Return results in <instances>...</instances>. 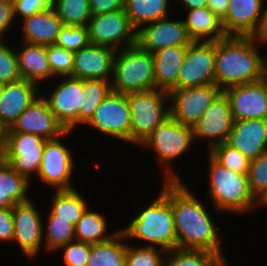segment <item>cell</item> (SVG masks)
<instances>
[{"mask_svg": "<svg viewBox=\"0 0 267 266\" xmlns=\"http://www.w3.org/2000/svg\"><path fill=\"white\" fill-rule=\"evenodd\" d=\"M215 42L193 41L177 79V89L215 83Z\"/></svg>", "mask_w": 267, "mask_h": 266, "instance_id": "obj_15", "label": "cell"}, {"mask_svg": "<svg viewBox=\"0 0 267 266\" xmlns=\"http://www.w3.org/2000/svg\"><path fill=\"white\" fill-rule=\"evenodd\" d=\"M192 42L183 19L166 17L144 24L137 30V44L150 53L169 46H189Z\"/></svg>", "mask_w": 267, "mask_h": 266, "instance_id": "obj_19", "label": "cell"}, {"mask_svg": "<svg viewBox=\"0 0 267 266\" xmlns=\"http://www.w3.org/2000/svg\"><path fill=\"white\" fill-rule=\"evenodd\" d=\"M120 230L112 239L91 244L87 266H125L128 241Z\"/></svg>", "mask_w": 267, "mask_h": 266, "instance_id": "obj_31", "label": "cell"}, {"mask_svg": "<svg viewBox=\"0 0 267 266\" xmlns=\"http://www.w3.org/2000/svg\"><path fill=\"white\" fill-rule=\"evenodd\" d=\"M14 235L12 207L0 208V243H11Z\"/></svg>", "mask_w": 267, "mask_h": 266, "instance_id": "obj_46", "label": "cell"}, {"mask_svg": "<svg viewBox=\"0 0 267 266\" xmlns=\"http://www.w3.org/2000/svg\"><path fill=\"white\" fill-rule=\"evenodd\" d=\"M116 50L89 43L74 52L72 77L83 80H111Z\"/></svg>", "mask_w": 267, "mask_h": 266, "instance_id": "obj_21", "label": "cell"}, {"mask_svg": "<svg viewBox=\"0 0 267 266\" xmlns=\"http://www.w3.org/2000/svg\"><path fill=\"white\" fill-rule=\"evenodd\" d=\"M35 202L30 200L17 203L12 207L14 220V235L12 243L19 245L27 259H35L42 250L43 239V217Z\"/></svg>", "mask_w": 267, "mask_h": 266, "instance_id": "obj_14", "label": "cell"}, {"mask_svg": "<svg viewBox=\"0 0 267 266\" xmlns=\"http://www.w3.org/2000/svg\"><path fill=\"white\" fill-rule=\"evenodd\" d=\"M73 131H67L63 136L47 140L44 144L42 163L37 174L38 179L53 190H70L76 188L72 184L75 170L73 151L67 148L62 138Z\"/></svg>", "mask_w": 267, "mask_h": 266, "instance_id": "obj_9", "label": "cell"}, {"mask_svg": "<svg viewBox=\"0 0 267 266\" xmlns=\"http://www.w3.org/2000/svg\"><path fill=\"white\" fill-rule=\"evenodd\" d=\"M195 195L183 180L171 181V208L177 249L225 254L219 229L214 224L216 222L213 221L206 204Z\"/></svg>", "mask_w": 267, "mask_h": 266, "instance_id": "obj_1", "label": "cell"}, {"mask_svg": "<svg viewBox=\"0 0 267 266\" xmlns=\"http://www.w3.org/2000/svg\"><path fill=\"white\" fill-rule=\"evenodd\" d=\"M19 21L22 23L23 42L45 46L55 44L63 26L62 20L53 8L34 13Z\"/></svg>", "mask_w": 267, "mask_h": 266, "instance_id": "obj_24", "label": "cell"}, {"mask_svg": "<svg viewBox=\"0 0 267 266\" xmlns=\"http://www.w3.org/2000/svg\"><path fill=\"white\" fill-rule=\"evenodd\" d=\"M163 184L158 197L137 211V216L120 229L127 239L143 241L142 246L159 247L168 252L177 249V237L171 208V181L164 180Z\"/></svg>", "mask_w": 267, "mask_h": 266, "instance_id": "obj_3", "label": "cell"}, {"mask_svg": "<svg viewBox=\"0 0 267 266\" xmlns=\"http://www.w3.org/2000/svg\"><path fill=\"white\" fill-rule=\"evenodd\" d=\"M92 15L124 9V0H89Z\"/></svg>", "mask_w": 267, "mask_h": 266, "instance_id": "obj_47", "label": "cell"}, {"mask_svg": "<svg viewBox=\"0 0 267 266\" xmlns=\"http://www.w3.org/2000/svg\"><path fill=\"white\" fill-rule=\"evenodd\" d=\"M52 195L51 206L46 216H57V219L68 220L74 225L82 218L90 205L77 187L70 190H55Z\"/></svg>", "mask_w": 267, "mask_h": 266, "instance_id": "obj_29", "label": "cell"}, {"mask_svg": "<svg viewBox=\"0 0 267 266\" xmlns=\"http://www.w3.org/2000/svg\"><path fill=\"white\" fill-rule=\"evenodd\" d=\"M234 119L228 97L222 91L193 126L194 141L207 139V150L226 142Z\"/></svg>", "mask_w": 267, "mask_h": 266, "instance_id": "obj_17", "label": "cell"}, {"mask_svg": "<svg viewBox=\"0 0 267 266\" xmlns=\"http://www.w3.org/2000/svg\"><path fill=\"white\" fill-rule=\"evenodd\" d=\"M15 22L13 0H0V40H4V37L6 40V35L13 29L11 26Z\"/></svg>", "mask_w": 267, "mask_h": 266, "instance_id": "obj_45", "label": "cell"}, {"mask_svg": "<svg viewBox=\"0 0 267 266\" xmlns=\"http://www.w3.org/2000/svg\"><path fill=\"white\" fill-rule=\"evenodd\" d=\"M187 48L188 46H169L153 53L155 89L165 92L177 89V79Z\"/></svg>", "mask_w": 267, "mask_h": 266, "instance_id": "obj_26", "label": "cell"}, {"mask_svg": "<svg viewBox=\"0 0 267 266\" xmlns=\"http://www.w3.org/2000/svg\"><path fill=\"white\" fill-rule=\"evenodd\" d=\"M184 10H193L207 6V0H175Z\"/></svg>", "mask_w": 267, "mask_h": 266, "instance_id": "obj_49", "label": "cell"}, {"mask_svg": "<svg viewBox=\"0 0 267 266\" xmlns=\"http://www.w3.org/2000/svg\"><path fill=\"white\" fill-rule=\"evenodd\" d=\"M195 144L193 127L174 121L170 116L165 119L139 146L145 151H154L156 162L161 164L163 180H181L178 172L172 167L173 161L186 155ZM164 166V167H163Z\"/></svg>", "mask_w": 267, "mask_h": 266, "instance_id": "obj_5", "label": "cell"}, {"mask_svg": "<svg viewBox=\"0 0 267 266\" xmlns=\"http://www.w3.org/2000/svg\"><path fill=\"white\" fill-rule=\"evenodd\" d=\"M46 141L35 134L5 132V144L0 157L18 174L32 182V177H37L39 172Z\"/></svg>", "mask_w": 267, "mask_h": 266, "instance_id": "obj_8", "label": "cell"}, {"mask_svg": "<svg viewBox=\"0 0 267 266\" xmlns=\"http://www.w3.org/2000/svg\"><path fill=\"white\" fill-rule=\"evenodd\" d=\"M46 50L51 71L53 73V79H55V77L57 80H59L60 77H72L74 52L55 44L46 45Z\"/></svg>", "mask_w": 267, "mask_h": 266, "instance_id": "obj_39", "label": "cell"}, {"mask_svg": "<svg viewBox=\"0 0 267 266\" xmlns=\"http://www.w3.org/2000/svg\"><path fill=\"white\" fill-rule=\"evenodd\" d=\"M30 183L0 157V208L13 207L17 203L30 200Z\"/></svg>", "mask_w": 267, "mask_h": 266, "instance_id": "obj_28", "label": "cell"}, {"mask_svg": "<svg viewBox=\"0 0 267 266\" xmlns=\"http://www.w3.org/2000/svg\"><path fill=\"white\" fill-rule=\"evenodd\" d=\"M266 0H229L221 20L227 36H257L263 21Z\"/></svg>", "mask_w": 267, "mask_h": 266, "instance_id": "obj_20", "label": "cell"}, {"mask_svg": "<svg viewBox=\"0 0 267 266\" xmlns=\"http://www.w3.org/2000/svg\"><path fill=\"white\" fill-rule=\"evenodd\" d=\"M116 140L130 143L131 114L127 95L111 91L84 124Z\"/></svg>", "mask_w": 267, "mask_h": 266, "instance_id": "obj_10", "label": "cell"}, {"mask_svg": "<svg viewBox=\"0 0 267 266\" xmlns=\"http://www.w3.org/2000/svg\"><path fill=\"white\" fill-rule=\"evenodd\" d=\"M256 37L267 43V4L264 7L263 21Z\"/></svg>", "mask_w": 267, "mask_h": 266, "instance_id": "obj_50", "label": "cell"}, {"mask_svg": "<svg viewBox=\"0 0 267 266\" xmlns=\"http://www.w3.org/2000/svg\"><path fill=\"white\" fill-rule=\"evenodd\" d=\"M228 258L224 254H215L205 250L168 251L163 266H226Z\"/></svg>", "mask_w": 267, "mask_h": 266, "instance_id": "obj_33", "label": "cell"}, {"mask_svg": "<svg viewBox=\"0 0 267 266\" xmlns=\"http://www.w3.org/2000/svg\"><path fill=\"white\" fill-rule=\"evenodd\" d=\"M112 91L111 80H83L84 109L79 110V126L93 115L97 106Z\"/></svg>", "mask_w": 267, "mask_h": 266, "instance_id": "obj_36", "label": "cell"}, {"mask_svg": "<svg viewBox=\"0 0 267 266\" xmlns=\"http://www.w3.org/2000/svg\"><path fill=\"white\" fill-rule=\"evenodd\" d=\"M3 93H4V84H0V101L2 99Z\"/></svg>", "mask_w": 267, "mask_h": 266, "instance_id": "obj_53", "label": "cell"}, {"mask_svg": "<svg viewBox=\"0 0 267 266\" xmlns=\"http://www.w3.org/2000/svg\"><path fill=\"white\" fill-rule=\"evenodd\" d=\"M46 228L43 227L44 248L49 253H54L60 247L67 245L75 239V225L68 220L57 219V216H46L44 218Z\"/></svg>", "mask_w": 267, "mask_h": 266, "instance_id": "obj_34", "label": "cell"}, {"mask_svg": "<svg viewBox=\"0 0 267 266\" xmlns=\"http://www.w3.org/2000/svg\"><path fill=\"white\" fill-rule=\"evenodd\" d=\"M207 153L222 166L239 174H248L250 160L226 142L213 146Z\"/></svg>", "mask_w": 267, "mask_h": 266, "instance_id": "obj_37", "label": "cell"}, {"mask_svg": "<svg viewBox=\"0 0 267 266\" xmlns=\"http://www.w3.org/2000/svg\"><path fill=\"white\" fill-rule=\"evenodd\" d=\"M248 182L255 199L267 188V152L250 161Z\"/></svg>", "mask_w": 267, "mask_h": 266, "instance_id": "obj_42", "label": "cell"}, {"mask_svg": "<svg viewBox=\"0 0 267 266\" xmlns=\"http://www.w3.org/2000/svg\"><path fill=\"white\" fill-rule=\"evenodd\" d=\"M13 4L15 19L23 20L34 13L52 8L53 0H13Z\"/></svg>", "mask_w": 267, "mask_h": 266, "instance_id": "obj_44", "label": "cell"}, {"mask_svg": "<svg viewBox=\"0 0 267 266\" xmlns=\"http://www.w3.org/2000/svg\"><path fill=\"white\" fill-rule=\"evenodd\" d=\"M171 0H124V10L138 30L142 25L170 17Z\"/></svg>", "mask_w": 267, "mask_h": 266, "instance_id": "obj_32", "label": "cell"}, {"mask_svg": "<svg viewBox=\"0 0 267 266\" xmlns=\"http://www.w3.org/2000/svg\"><path fill=\"white\" fill-rule=\"evenodd\" d=\"M16 50L18 69L22 79L31 81L41 87L44 81L53 80L48 54L45 45L21 42Z\"/></svg>", "mask_w": 267, "mask_h": 266, "instance_id": "obj_25", "label": "cell"}, {"mask_svg": "<svg viewBox=\"0 0 267 266\" xmlns=\"http://www.w3.org/2000/svg\"><path fill=\"white\" fill-rule=\"evenodd\" d=\"M111 89L124 95L155 89L153 53L138 44L116 51Z\"/></svg>", "mask_w": 267, "mask_h": 266, "instance_id": "obj_6", "label": "cell"}, {"mask_svg": "<svg viewBox=\"0 0 267 266\" xmlns=\"http://www.w3.org/2000/svg\"><path fill=\"white\" fill-rule=\"evenodd\" d=\"M260 44L267 45L255 36H227L215 42L214 80L222 91L267 76V55L259 52Z\"/></svg>", "mask_w": 267, "mask_h": 266, "instance_id": "obj_2", "label": "cell"}, {"mask_svg": "<svg viewBox=\"0 0 267 266\" xmlns=\"http://www.w3.org/2000/svg\"><path fill=\"white\" fill-rule=\"evenodd\" d=\"M258 207L267 208V188L256 199V209H255L256 211L259 209Z\"/></svg>", "mask_w": 267, "mask_h": 266, "instance_id": "obj_51", "label": "cell"}, {"mask_svg": "<svg viewBox=\"0 0 267 266\" xmlns=\"http://www.w3.org/2000/svg\"><path fill=\"white\" fill-rule=\"evenodd\" d=\"M58 251H62L64 266H87L91 244L74 240L56 252Z\"/></svg>", "mask_w": 267, "mask_h": 266, "instance_id": "obj_43", "label": "cell"}, {"mask_svg": "<svg viewBox=\"0 0 267 266\" xmlns=\"http://www.w3.org/2000/svg\"><path fill=\"white\" fill-rule=\"evenodd\" d=\"M226 143L250 161L267 152V120L234 121Z\"/></svg>", "mask_w": 267, "mask_h": 266, "instance_id": "obj_22", "label": "cell"}, {"mask_svg": "<svg viewBox=\"0 0 267 266\" xmlns=\"http://www.w3.org/2000/svg\"><path fill=\"white\" fill-rule=\"evenodd\" d=\"M186 11L183 21L192 41L216 42L227 37L221 20L208 7Z\"/></svg>", "mask_w": 267, "mask_h": 266, "instance_id": "obj_27", "label": "cell"}, {"mask_svg": "<svg viewBox=\"0 0 267 266\" xmlns=\"http://www.w3.org/2000/svg\"><path fill=\"white\" fill-rule=\"evenodd\" d=\"M127 244L125 266H163V260L167 253L159 247L135 246Z\"/></svg>", "mask_w": 267, "mask_h": 266, "instance_id": "obj_38", "label": "cell"}, {"mask_svg": "<svg viewBox=\"0 0 267 266\" xmlns=\"http://www.w3.org/2000/svg\"><path fill=\"white\" fill-rule=\"evenodd\" d=\"M5 131L6 129L0 124V156L5 144Z\"/></svg>", "mask_w": 267, "mask_h": 266, "instance_id": "obj_52", "label": "cell"}, {"mask_svg": "<svg viewBox=\"0 0 267 266\" xmlns=\"http://www.w3.org/2000/svg\"><path fill=\"white\" fill-rule=\"evenodd\" d=\"M87 27L91 44L116 51L137 44V29L124 9L92 15Z\"/></svg>", "mask_w": 267, "mask_h": 266, "instance_id": "obj_11", "label": "cell"}, {"mask_svg": "<svg viewBox=\"0 0 267 266\" xmlns=\"http://www.w3.org/2000/svg\"><path fill=\"white\" fill-rule=\"evenodd\" d=\"M90 43L87 26L63 25L57 36L55 45L76 52Z\"/></svg>", "mask_w": 267, "mask_h": 266, "instance_id": "obj_40", "label": "cell"}, {"mask_svg": "<svg viewBox=\"0 0 267 266\" xmlns=\"http://www.w3.org/2000/svg\"><path fill=\"white\" fill-rule=\"evenodd\" d=\"M59 82L54 83L50 93L42 95L65 129L75 131L79 126V110L84 109L83 79L67 76L61 77Z\"/></svg>", "mask_w": 267, "mask_h": 266, "instance_id": "obj_13", "label": "cell"}, {"mask_svg": "<svg viewBox=\"0 0 267 266\" xmlns=\"http://www.w3.org/2000/svg\"><path fill=\"white\" fill-rule=\"evenodd\" d=\"M106 219V214L102 215L99 211H93L88 206L82 218L75 224V239L89 244L109 241L121 229L108 232L109 224H107Z\"/></svg>", "mask_w": 267, "mask_h": 266, "instance_id": "obj_30", "label": "cell"}, {"mask_svg": "<svg viewBox=\"0 0 267 266\" xmlns=\"http://www.w3.org/2000/svg\"><path fill=\"white\" fill-rule=\"evenodd\" d=\"M52 8L63 25L88 26L92 18L89 0H53Z\"/></svg>", "mask_w": 267, "mask_h": 266, "instance_id": "obj_35", "label": "cell"}, {"mask_svg": "<svg viewBox=\"0 0 267 266\" xmlns=\"http://www.w3.org/2000/svg\"><path fill=\"white\" fill-rule=\"evenodd\" d=\"M5 132L35 134L46 140H52L63 136L67 130L50 110L47 100L41 94Z\"/></svg>", "mask_w": 267, "mask_h": 266, "instance_id": "obj_18", "label": "cell"}, {"mask_svg": "<svg viewBox=\"0 0 267 266\" xmlns=\"http://www.w3.org/2000/svg\"><path fill=\"white\" fill-rule=\"evenodd\" d=\"M0 40V84H7L21 79L18 69L16 48Z\"/></svg>", "mask_w": 267, "mask_h": 266, "instance_id": "obj_41", "label": "cell"}, {"mask_svg": "<svg viewBox=\"0 0 267 266\" xmlns=\"http://www.w3.org/2000/svg\"><path fill=\"white\" fill-rule=\"evenodd\" d=\"M220 20L228 11L229 0H207V6Z\"/></svg>", "mask_w": 267, "mask_h": 266, "instance_id": "obj_48", "label": "cell"}, {"mask_svg": "<svg viewBox=\"0 0 267 266\" xmlns=\"http://www.w3.org/2000/svg\"><path fill=\"white\" fill-rule=\"evenodd\" d=\"M208 197L213 210L218 213H231L243 216L256 209V199L252 195L248 174H239L218 163L209 153ZM251 211V212H250ZM243 214V215H242Z\"/></svg>", "mask_w": 267, "mask_h": 266, "instance_id": "obj_4", "label": "cell"}, {"mask_svg": "<svg viewBox=\"0 0 267 266\" xmlns=\"http://www.w3.org/2000/svg\"><path fill=\"white\" fill-rule=\"evenodd\" d=\"M228 97L234 121L267 120V76L261 80L229 87Z\"/></svg>", "mask_w": 267, "mask_h": 266, "instance_id": "obj_16", "label": "cell"}, {"mask_svg": "<svg viewBox=\"0 0 267 266\" xmlns=\"http://www.w3.org/2000/svg\"><path fill=\"white\" fill-rule=\"evenodd\" d=\"M127 99L131 114L130 144L139 147L169 117V96L168 92L153 89L127 94Z\"/></svg>", "mask_w": 267, "mask_h": 266, "instance_id": "obj_7", "label": "cell"}, {"mask_svg": "<svg viewBox=\"0 0 267 266\" xmlns=\"http://www.w3.org/2000/svg\"><path fill=\"white\" fill-rule=\"evenodd\" d=\"M222 92L215 84L172 89L169 96V116L183 125L193 127Z\"/></svg>", "mask_w": 267, "mask_h": 266, "instance_id": "obj_12", "label": "cell"}, {"mask_svg": "<svg viewBox=\"0 0 267 266\" xmlns=\"http://www.w3.org/2000/svg\"><path fill=\"white\" fill-rule=\"evenodd\" d=\"M39 85L20 79L4 84V93L0 101V124L9 129L17 117L40 96Z\"/></svg>", "mask_w": 267, "mask_h": 266, "instance_id": "obj_23", "label": "cell"}]
</instances>
